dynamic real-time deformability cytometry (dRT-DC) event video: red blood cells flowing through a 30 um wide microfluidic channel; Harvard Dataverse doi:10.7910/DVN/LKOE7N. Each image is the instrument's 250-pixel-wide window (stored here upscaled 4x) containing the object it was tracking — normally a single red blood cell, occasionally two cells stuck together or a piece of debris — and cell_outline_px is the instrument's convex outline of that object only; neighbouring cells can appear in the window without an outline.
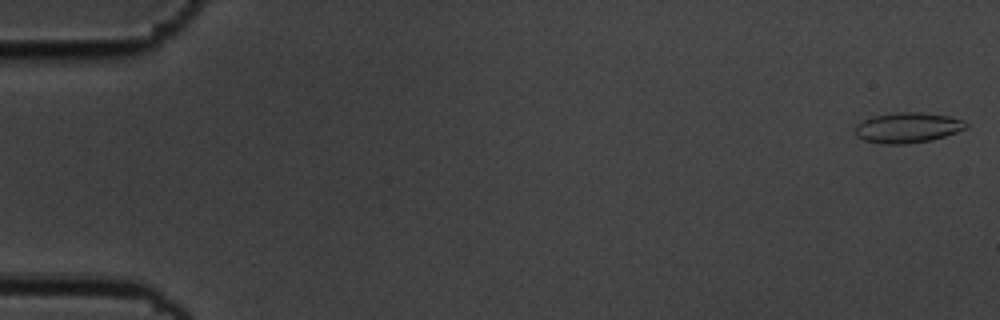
{"species": "common noctule bat (a hibernating species)", "species_latin": "Nyctalus noctula", "temperature_condition": "cold", "stored_images_in_passage": 55, "camera_frame_rate_fps": 3000, "um_per_image_px": 0.085, "animal": {"sex": "male", "body_mass_g": 19.5, "forearm_length_mm": 54.6}, "frame": {"image": 1, "passage_image": 1, "time_ms": 0.0, "image_size_px": [1000, 320], "cell_outline_px": [[968, 124], [964, 128], [956, 132], [932, 140], [904, 144], [880, 144], [864, 140], [856, 136], [856, 124], [872, 116], [896, 112], [920, 112], [948, 116], [960, 120]], "centroid_in_image_um": [77.1, 10.85], "position_along_channel_um": 7.9, "area_um2": 19.42}}
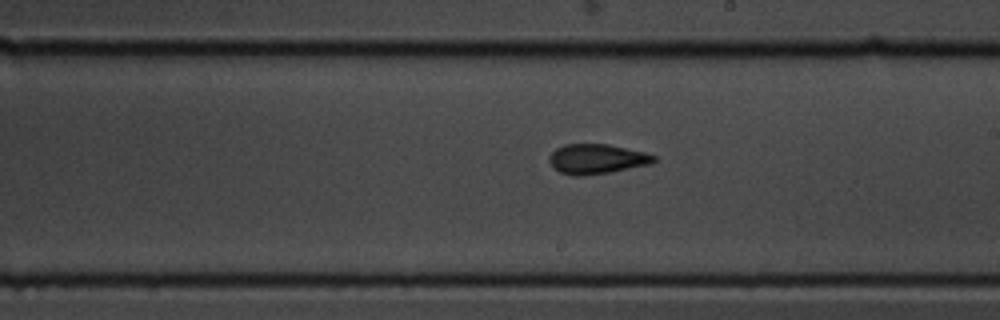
{"frame": {"image": 2, "passage_image": 32, "time_ms": 10.333, "image_size_px": [1000, 320], "cell_outline_px": [[656, 160], [652, 164], [612, 172], [584, 176], [572, 176], [560, 172], [552, 168], [548, 160], [548, 156], [556, 148], [564, 144], [608, 144], [644, 152], [656, 156]], "centroid_in_image_um": [50.7, 13.52], "position_along_channel_um": 238.3, "area_um2": 18.5}}
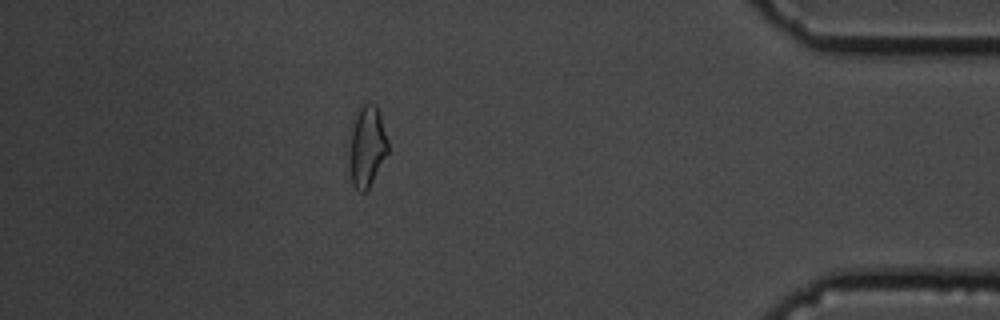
{"frame": {"image": 3, "passage_image": 49, "time_ms": 16.0, "image_size_px": [1000, 320], "cell_outline_px": [[388, 152], [368, 188], [364, 192], [360, 192], [352, 184], [344, 144], [360, 108], [368, 100], [376, 104], [388, 140]], "centroid_in_image_um": [31.11, 12.44], "position_along_channel_um": 404.1, "area_um2": 18.9}, "authors_computed_cell_mechanics": {"area_um2": 18.3226, "velocity_mm_per_s": 3.6523, "shape_relaxation_time_tau1_ms": 4.9952, "shape_relaxation_time_tau2_ms": 3.5221, "deformation_change_tau1": 0.1388, "deformation_change_tau2": 0.1078}}